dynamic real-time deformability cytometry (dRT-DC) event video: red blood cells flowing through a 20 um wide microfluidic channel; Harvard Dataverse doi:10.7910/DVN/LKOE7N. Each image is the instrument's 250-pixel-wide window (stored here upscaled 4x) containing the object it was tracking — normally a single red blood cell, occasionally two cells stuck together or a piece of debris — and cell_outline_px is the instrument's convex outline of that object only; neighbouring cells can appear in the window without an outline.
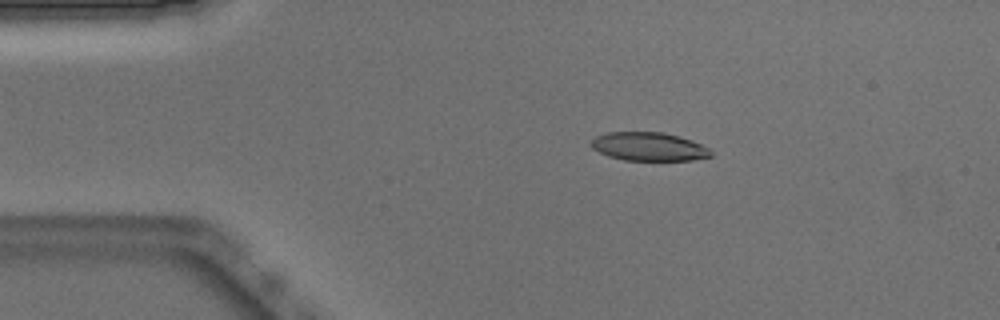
{"species": "Egyptian fruit bat (a non-hibernating species)", "species_latin": "Rousettus aegyptiacus", "temperature_condition": "warm", "stored_images_in_passage": 50, "camera_frame_rate_fps": 3000, "um_per_image_px": 0.085, "animal": {"sex": "male"}, "frame": {"image": 1, "passage_image": 8, "time_ms": 2.333, "image_size_px": [1000, 320], "cell_outline_px": [[712, 156], [692, 160], [624, 160], [608, 156], [592, 148], [588, 144], [596, 136], [604, 132], [664, 132], [680, 136], [700, 144], [708, 148], [712, 152]], "centroid_in_image_um": [55.12, 12.45], "position_along_channel_um": 29.9, "area_um2": 19.94}}
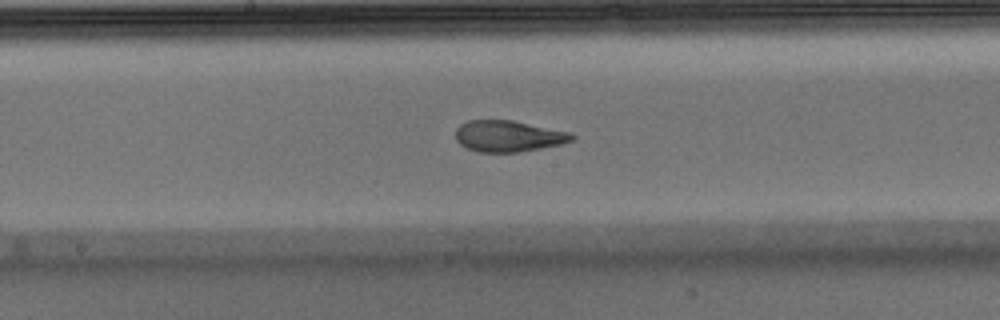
{"frame": {"image": 2, "passage_image": 25, "time_ms": 8.0, "image_size_px": [1000, 320], "cell_outline_px": [[576, 136], [572, 140], [560, 144], [520, 152], [480, 152], [468, 148], [460, 144], [456, 140], [456, 128], [460, 124], [468, 120], [512, 120], [572, 132]], "centroid_in_image_um": [43.22, 11.56], "position_along_channel_um": 205.0, "area_um2": 21.21}}
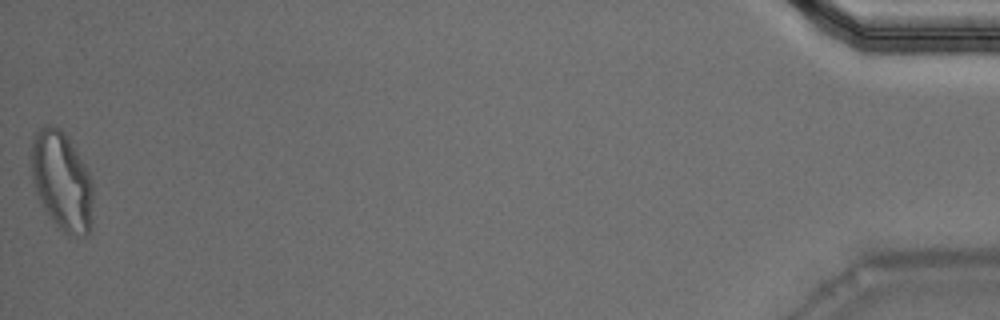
{"frame": {"image": 3, "passage_image": 50, "time_ms": 16.333, "image_size_px": [1000, 320], "cell_outline_px": [[92, 228], [88, 236], [68, 240], [44, 208], [36, 192], [32, 180], [28, 160], [28, 152], [32, 132], [44, 124], [48, 124], [60, 128], [68, 136], [76, 148], [92, 180]], "centroid_in_image_um": [5.22, 15.38], "position_along_channel_um": 430.0, "area_um2": 37.28}, "authors_computed_cell_mechanics": {"area_um2": 21.7617, "velocity_mm_per_s": 3.897, "shape_relaxation_time_tau1_ms": 6.1503, "shape_relaxation_time_tau2_ms": 1.2399, "deformation_change_tau1": 0.2174, "deformation_change_tau2": 0.0736}}